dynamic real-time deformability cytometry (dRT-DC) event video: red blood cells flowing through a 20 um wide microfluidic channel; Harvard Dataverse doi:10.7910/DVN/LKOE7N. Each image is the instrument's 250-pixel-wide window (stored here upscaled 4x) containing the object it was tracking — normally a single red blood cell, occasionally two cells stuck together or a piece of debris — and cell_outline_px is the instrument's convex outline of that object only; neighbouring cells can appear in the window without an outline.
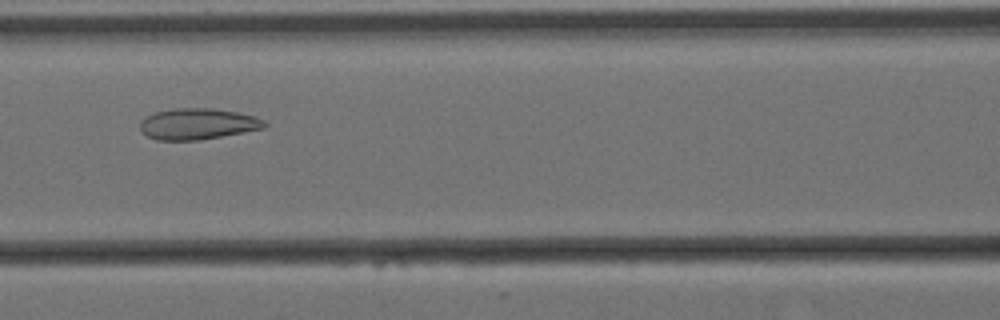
{"species": "Egyptian fruit bat (a non-hibernating species)", "species_latin": "Rousettus aegyptiacus", "temperature_condition": "cold", "stored_images_in_passage": 15, "camera_frame_rate_fps": 3000, "um_per_image_px": 0.085, "animal": {"sex": "female"}, "frame": {"image": 1, "passage_image": 7, "time_ms": 2.0, "image_size_px": [1000, 320], "cell_outline_px": [[268, 124], [264, 128], [200, 140], [156, 140], [140, 132], [140, 120], [156, 112], [176, 108], [212, 108], [236, 112], [256, 116], [264, 120]], "centroid_in_image_um": [16.8, 10.53], "position_along_channel_um": 149.8, "area_um2": 22.54}}
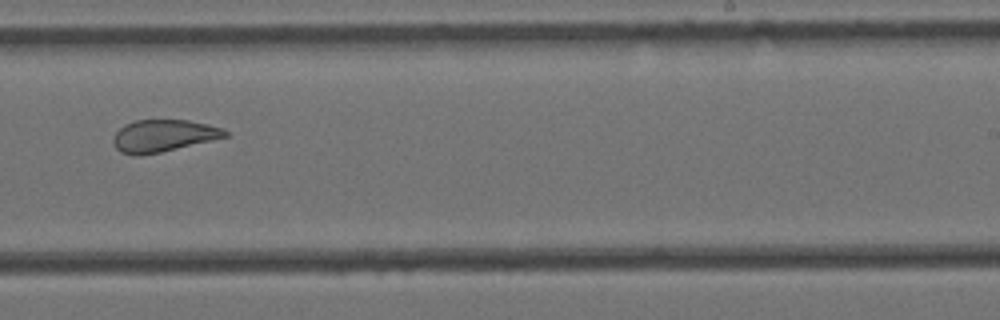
{"frame": {"image": 2, "passage_image": 10, "time_ms": 3.0, "image_size_px": [1000, 320], "cell_outline_px": [[228, 136], [212, 140], [160, 152], [140, 156], [132, 156], [120, 152], [112, 144], [112, 136], [124, 124], [136, 120], [188, 120], [208, 124], [224, 128], [228, 132]], "centroid_in_image_um": [13.84, 11.54], "position_along_channel_um": 275.2, "area_um2": 21.1}}
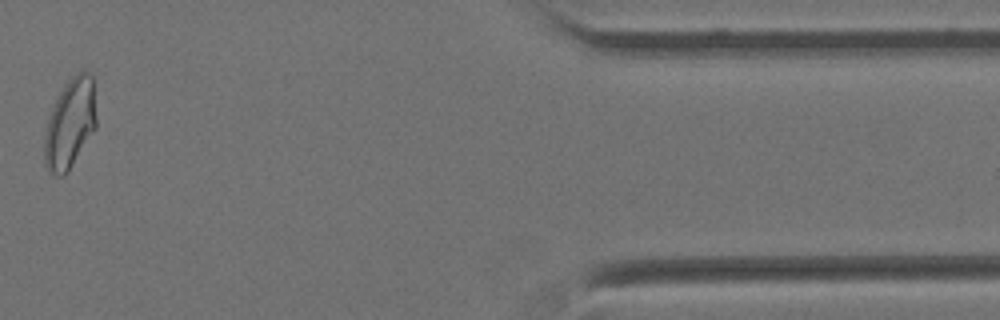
{"frame": {"image": 3, "passage_image": 14, "time_ms": 4.333, "image_size_px": [1000, 320], "cell_outline_px": [[96, 128], [68, 172], [64, 176], [56, 176], [48, 172], [44, 164], [44, 136], [48, 120], [52, 108], [64, 84], [72, 76], [80, 72], [88, 72], [92, 76], [96, 116]], "centroid_in_image_um": [5.94, 10.56], "position_along_channel_um": 405.5, "area_um2": 27.17}}